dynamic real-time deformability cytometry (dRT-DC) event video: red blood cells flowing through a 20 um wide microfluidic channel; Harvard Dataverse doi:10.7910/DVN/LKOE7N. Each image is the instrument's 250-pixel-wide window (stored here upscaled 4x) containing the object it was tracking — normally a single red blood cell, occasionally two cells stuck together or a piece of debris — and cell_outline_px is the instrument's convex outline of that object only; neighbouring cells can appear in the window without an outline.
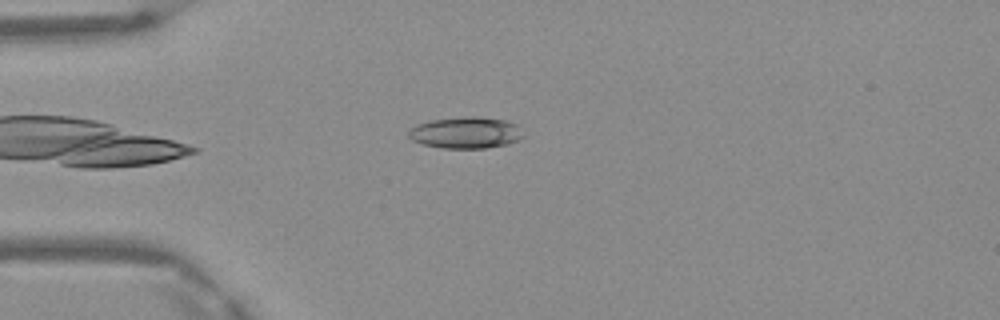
{"species": "Egyptian fruit bat (a non-hibernating species)", "species_latin": "Rousettus aegyptiacus", "temperature_condition": "warm", "stored_images_in_passage": 5, "camera_frame_rate_fps": 3000, "um_per_image_px": 0.085, "frame": {"image": 1, "passage_image": 5, "time_ms": 1.333, "image_size_px": [1000, 320], "cell_outline_px": [[524, 136], [520, 140], [504, 144], [484, 148], [444, 148], [424, 144], [412, 140], [408, 136], [408, 132], [416, 124], [428, 120], [468, 116], [476, 116], [504, 120], [516, 124]], "centroid_in_image_um": [39.57, 11.27], "position_along_channel_um": 45.4, "area_um2": 20.92}}